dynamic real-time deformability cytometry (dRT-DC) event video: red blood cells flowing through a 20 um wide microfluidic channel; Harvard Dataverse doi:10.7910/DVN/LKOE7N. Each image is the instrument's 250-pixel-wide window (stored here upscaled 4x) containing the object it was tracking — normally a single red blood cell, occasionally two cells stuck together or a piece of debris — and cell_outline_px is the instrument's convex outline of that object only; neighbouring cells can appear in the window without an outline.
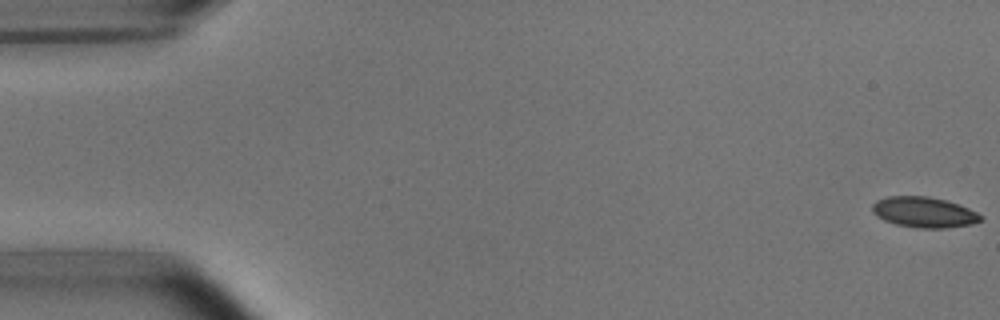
{"species": "common noctule bat (a hibernating species)", "species_latin": "Nyctalus noctula", "temperature_condition": "room temperature", "stored_images_in_passage": 8, "camera_frame_rate_fps": 3000, "um_per_image_px": 0.085, "animal": {"sex": "male", "body_mass_g": 15.6}, "frame": {"image": 1, "passage_image": 1, "time_ms": 0.0, "image_size_px": [1000, 320], "cell_outline_px": [[984, 216], [980, 220], [972, 224], [944, 228], [920, 228], [896, 224], [884, 220], [876, 216], [872, 212], [872, 204], [876, 200], [888, 196], [928, 196], [944, 200], [968, 208]], "centroid_in_image_um": [78.51, 18.04], "position_along_channel_um": 6.5, "area_um2": 19.19}}